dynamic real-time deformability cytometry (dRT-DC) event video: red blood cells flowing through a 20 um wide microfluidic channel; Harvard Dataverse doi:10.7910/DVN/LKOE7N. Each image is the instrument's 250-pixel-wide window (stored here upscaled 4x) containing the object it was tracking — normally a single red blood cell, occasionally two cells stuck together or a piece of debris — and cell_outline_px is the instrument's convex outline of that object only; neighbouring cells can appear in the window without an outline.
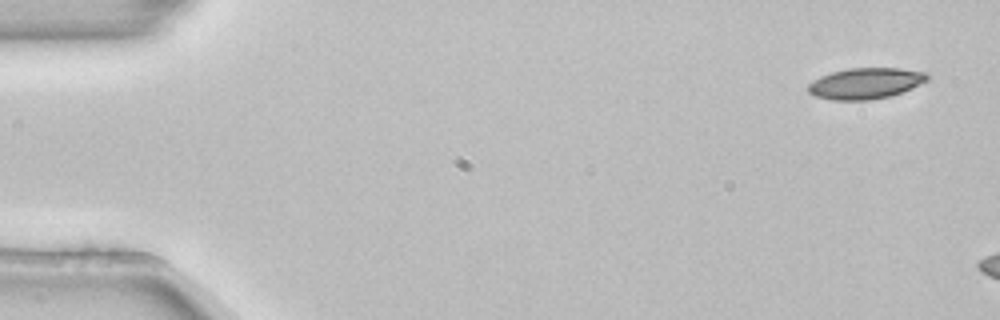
{"species": "common noctule bat (a hibernating species)", "species_latin": "Nyctalus noctula", "temperature_condition": "room temperature", "stored_images_in_passage": 3, "camera_frame_rate_fps": 3000, "um_per_image_px": 0.085, "animal": {"sex": "female", "body_mass_g": 22.7, "forearm_length_mm": 54.2}, "frame": {"image": 1, "passage_image": 1, "time_ms": 0.0, "image_size_px": [1000, 320], "cell_outline_px": [[928, 80], [912, 88], [888, 96], [868, 100], [832, 100], [816, 96], [808, 92], [808, 84], [820, 76], [832, 72], [848, 68], [900, 68], [924, 72], [928, 76]], "centroid_in_image_um": [73.55, 7.08], "position_along_channel_um": 11.5, "area_um2": 21.33}}